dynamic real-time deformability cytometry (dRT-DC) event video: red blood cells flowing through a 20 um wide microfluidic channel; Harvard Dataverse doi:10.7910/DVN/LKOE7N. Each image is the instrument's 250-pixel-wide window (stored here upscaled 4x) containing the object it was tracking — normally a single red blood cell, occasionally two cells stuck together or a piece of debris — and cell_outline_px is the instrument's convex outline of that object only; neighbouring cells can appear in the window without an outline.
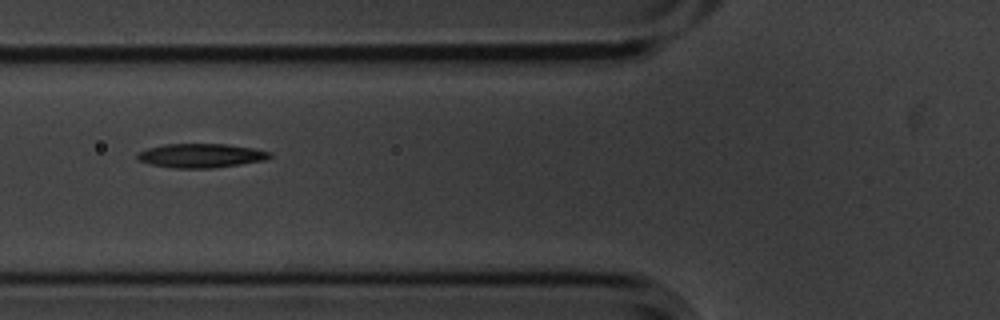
{"species": "common noctule bat (a hibernating species)", "species_latin": "Nyctalus noctula", "temperature_condition": "cold", "stored_images_in_passage": 9, "camera_frame_rate_fps": 3000, "um_per_image_px": 0.085, "animal": {"sex": "male", "body_mass_g": 20.1, "forearm_length_mm": 53.5}, "frame": {"image": 1, "passage_image": 7, "time_ms": 2.0, "image_size_px": [1000, 320], "cell_outline_px": [[272, 156], [268, 160], [212, 168], [176, 168], [148, 164], [140, 160], [136, 156], [136, 152], [148, 148], [164, 144], [228, 144], [252, 148], [272, 152]], "centroid_in_image_um": [17.09, 13.22], "position_along_channel_um": 108.7, "area_um2": 18.67}}
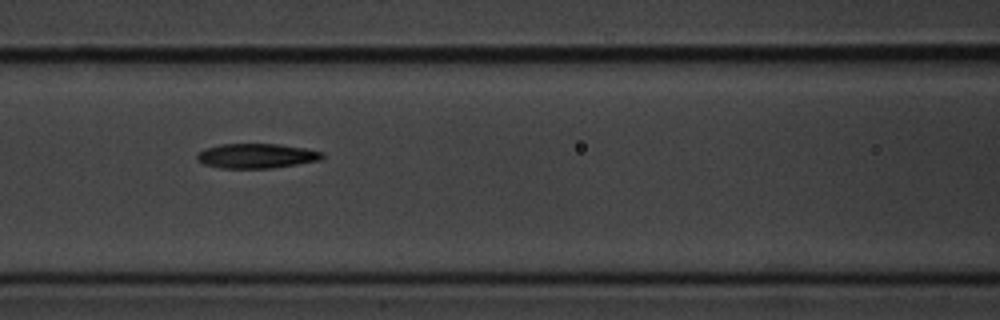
{"frame": {"image": 2, "passage_image": 8, "time_ms": 2.333, "image_size_px": [1000, 320], "cell_outline_px": [[324, 156], [320, 160], [272, 168], [220, 168], [204, 164], [196, 160], [196, 156], [200, 152], [208, 148], [220, 144], [276, 144], [304, 148], [324, 152]], "centroid_in_image_um": [21.8, 13.25], "position_along_channel_um": 144.8, "area_um2": 17.86}}
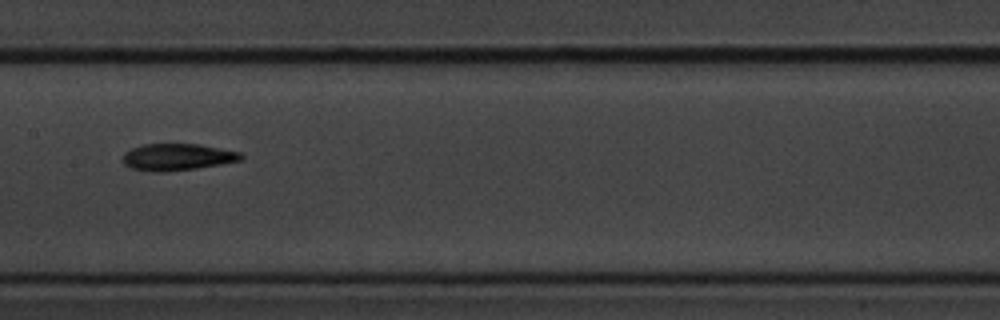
{"frame": {"image": 3, "passage_image": 9, "time_ms": 2.667, "image_size_px": [1000, 320], "cell_outline_px": [[244, 156], [240, 160], [220, 164], [196, 168], [160, 172], [152, 172], [132, 168], [124, 164], [120, 160], [124, 152], [132, 148], [144, 144], [200, 144], [240, 152]], "centroid_in_image_um": [15.02, 13.34], "position_along_channel_um": 192.4, "area_um2": 18.44}}